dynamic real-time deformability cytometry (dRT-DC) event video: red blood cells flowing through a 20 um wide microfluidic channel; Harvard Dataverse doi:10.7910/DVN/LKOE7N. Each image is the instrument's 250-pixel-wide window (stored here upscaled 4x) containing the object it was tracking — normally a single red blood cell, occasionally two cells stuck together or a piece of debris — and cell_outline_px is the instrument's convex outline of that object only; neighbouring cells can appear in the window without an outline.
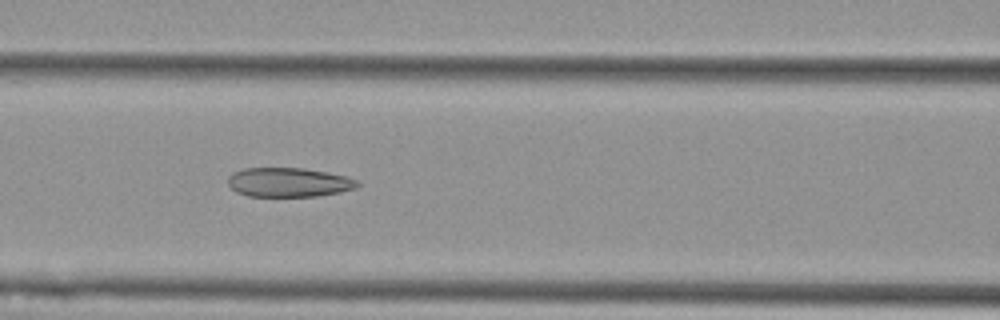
{"species": "Egyptian fruit bat (a non-hibernating species)", "species_latin": "Rousettus aegyptiacus", "temperature_condition": "cold", "stored_images_in_passage": 12, "camera_frame_rate_fps": 3000, "um_per_image_px": 0.085, "animal": {"sex": "female"}, "frame": {"image": 1, "passage_image": 6, "time_ms": 1.667, "image_size_px": [1000, 320], "cell_outline_px": [[360, 184], [356, 188], [340, 192], [316, 196], [248, 196], [236, 192], [228, 184], [228, 176], [232, 172], [244, 168], [304, 168], [328, 172], [360, 180]], "centroid_in_image_um": [24.54, 15.49], "position_along_channel_um": 142.1, "area_um2": 22.2}}
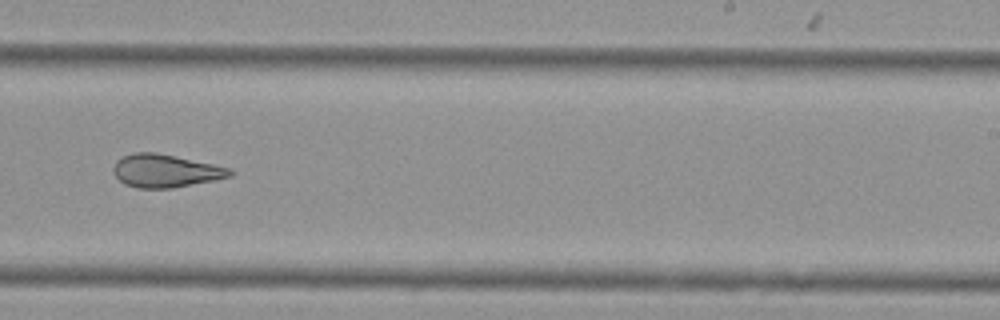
{"frame": {"image": 2, "passage_image": 9, "time_ms": 2.667, "image_size_px": [1000, 320], "cell_outline_px": [[236, 172], [232, 176], [172, 188], [136, 188], [124, 184], [112, 172], [112, 168], [116, 160], [132, 152], [156, 152], [176, 156], [232, 168]], "centroid_in_image_um": [14.06, 14.51], "position_along_channel_um": 274.9, "area_um2": 22.54}}
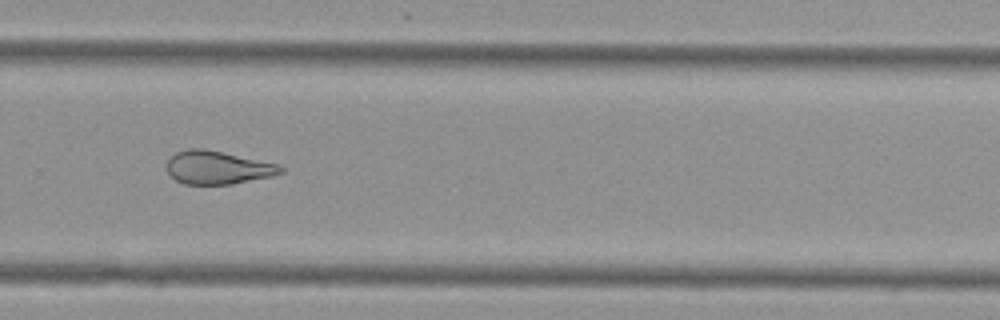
{"frame": {"image": 3, "passage_image": 10, "time_ms": 3.0, "image_size_px": [1000, 320], "cell_outline_px": [[284, 172], [272, 176], [232, 184], [184, 184], [176, 180], [168, 172], [168, 156], [176, 152], [188, 148], [204, 148], [224, 152], [276, 164], [284, 168]], "centroid_in_image_um": [18.48, 14.23], "position_along_channel_um": 311.3, "area_um2": 21.96}}